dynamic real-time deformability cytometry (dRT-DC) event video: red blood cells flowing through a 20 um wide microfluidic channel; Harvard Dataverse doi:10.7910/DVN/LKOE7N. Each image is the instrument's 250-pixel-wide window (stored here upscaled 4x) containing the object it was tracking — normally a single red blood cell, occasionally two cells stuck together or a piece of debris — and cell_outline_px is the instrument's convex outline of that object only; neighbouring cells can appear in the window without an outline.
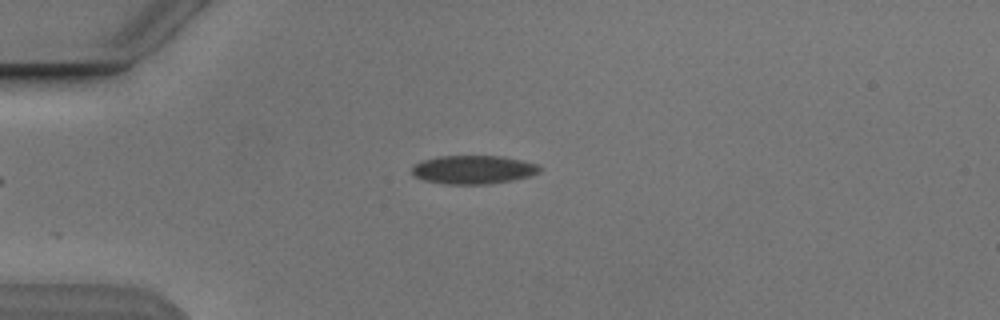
{"species": "Egyptian fruit bat (a non-hibernating species)", "species_latin": "Rousettus aegyptiacus", "temperature_condition": "cold", "stored_images_in_passage": 2, "camera_frame_rate_fps": 3000, "um_per_image_px": 0.085, "animal": {"sex": "male"}, "frame": {"image": 1, "passage_image": 2, "time_ms": 1.0, "image_size_px": [1000, 320], "cell_outline_px": [[540, 168], [536, 172], [528, 176], [512, 180], [488, 184], [448, 184], [424, 180], [412, 176], [412, 168], [416, 164], [424, 160], [440, 156], [500, 156], [524, 160], [536, 164]], "centroid_in_image_um": [40.2, 14.42], "position_along_channel_um": 44.8, "area_um2": 20.98}}